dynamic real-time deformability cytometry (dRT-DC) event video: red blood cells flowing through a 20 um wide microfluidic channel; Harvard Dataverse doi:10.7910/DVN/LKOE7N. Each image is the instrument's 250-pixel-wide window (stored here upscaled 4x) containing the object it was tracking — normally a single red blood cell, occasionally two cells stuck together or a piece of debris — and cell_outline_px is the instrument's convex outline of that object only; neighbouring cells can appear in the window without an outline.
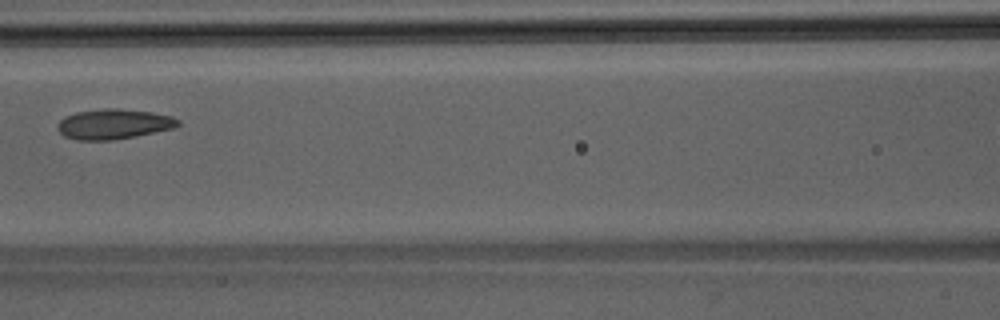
{"species": "Egyptian fruit bat (a non-hibernating species)", "species_latin": "Rousettus aegyptiacus", "temperature_condition": "room temperature", "stored_images_in_passage": 7, "camera_frame_rate_fps": 3000, "um_per_image_px": 0.085, "animal": {"sex": "male"}, "frame": {"image": 1, "passage_image": 6, "time_ms": 1.667, "image_size_px": [1000, 320], "cell_outline_px": [[180, 124], [176, 128], [136, 136], [112, 140], [80, 140], [64, 136], [56, 128], [60, 120], [64, 116], [76, 112], [108, 108], [116, 108], [152, 112], [172, 116], [180, 120]], "centroid_in_image_um": [9.69, 10.54], "position_along_channel_um": 156.9, "area_um2": 21.21}}